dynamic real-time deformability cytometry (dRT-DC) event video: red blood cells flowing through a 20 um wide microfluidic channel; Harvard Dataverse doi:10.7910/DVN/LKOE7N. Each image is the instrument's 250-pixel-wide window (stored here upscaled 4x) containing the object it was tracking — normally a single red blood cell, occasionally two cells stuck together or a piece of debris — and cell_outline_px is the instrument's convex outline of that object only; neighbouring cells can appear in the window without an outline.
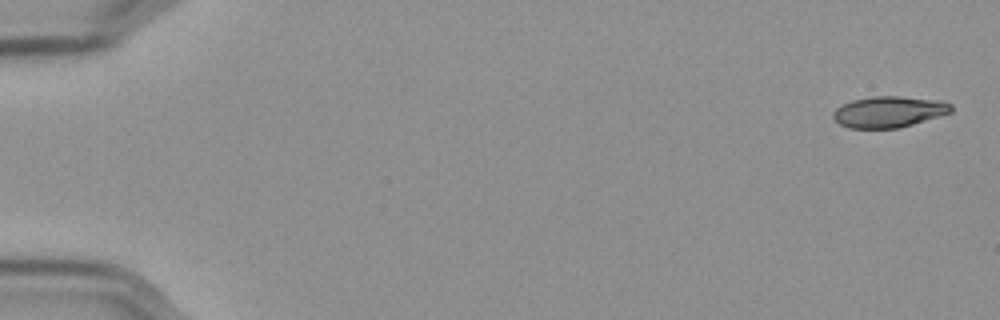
{"species": "Egyptian fruit bat (a non-hibernating species)", "species_latin": "Rousettus aegyptiacus", "temperature_condition": "cold", "stored_images_in_passage": 13, "camera_frame_rate_fps": 3000, "um_per_image_px": 0.085, "frame": {"image": 1, "passage_image": 1, "time_ms": 0.0, "image_size_px": [1000, 320], "cell_outline_px": [[952, 112], [900, 128], [848, 128], [840, 124], [832, 116], [832, 112], [840, 104], [852, 100], [872, 96], [900, 96], [936, 100], [952, 104]], "centroid_in_image_um": [75.52, 9.5], "position_along_channel_um": 9.5, "area_um2": 21.44}}